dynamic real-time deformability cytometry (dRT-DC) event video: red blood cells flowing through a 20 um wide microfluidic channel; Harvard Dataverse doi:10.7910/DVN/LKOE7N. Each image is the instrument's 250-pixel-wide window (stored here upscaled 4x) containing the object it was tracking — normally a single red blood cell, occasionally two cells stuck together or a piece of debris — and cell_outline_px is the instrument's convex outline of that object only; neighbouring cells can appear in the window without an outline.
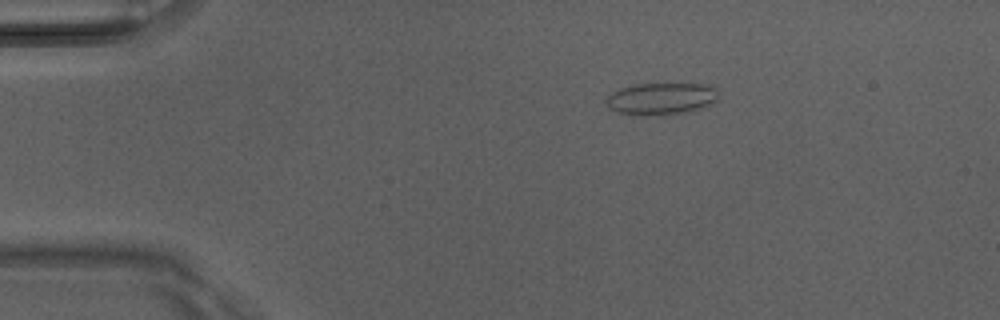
{"species": "Egyptian fruit bat (a non-hibernating species)", "species_latin": "Rousettus aegyptiacus", "temperature_condition": "room temperature", "stored_images_in_passage": 42, "camera_frame_rate_fps": 3000, "um_per_image_px": 0.085, "animal": {"sex": "male"}, "frame": {"image": 1, "passage_image": 1, "time_ms": 0.0, "image_size_px": [1000, 320], "cell_outline_px": [[720, 100], [716, 104], [692, 112], [672, 116], [636, 116], [616, 112], [608, 108], [604, 100], [612, 92], [620, 88], [636, 84], [708, 84], [716, 88]], "centroid_in_image_um": [56.26, 8.44], "position_along_channel_um": 28.7, "area_um2": 22.08}}
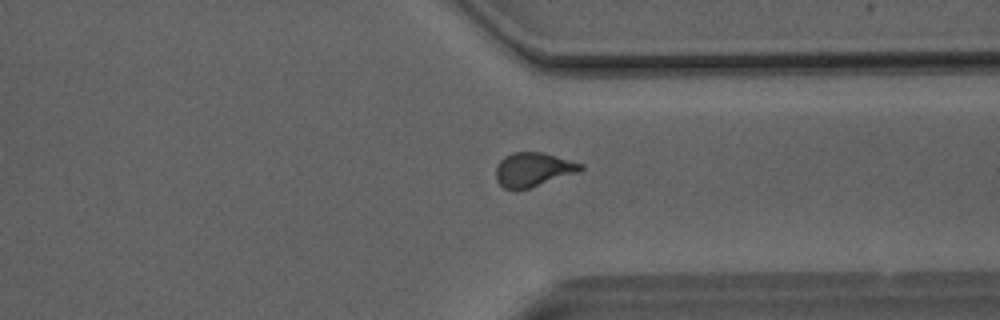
{"frame": {"image": 2, "passage_image": 30, "time_ms": 9.667, "image_size_px": [1000, 320], "cell_outline_px": [[584, 168], [580, 172], [516, 192], [512, 192], [504, 188], [496, 180], [496, 168], [500, 160], [504, 156], [512, 152], [544, 152], [584, 164]], "centroid_in_image_um": [45.32, 14.43], "position_along_channel_um": 366.1, "area_um2": 17.22}}
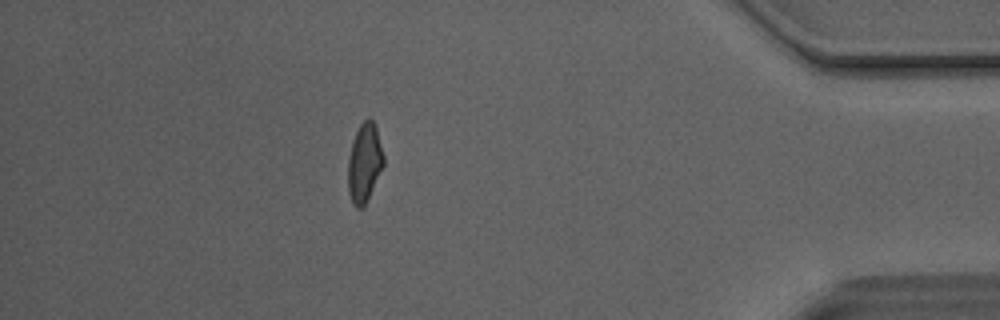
{"frame": {"image": 3, "passage_image": 36, "time_ms": 11.667, "image_size_px": [1000, 320], "cell_outline_px": [[384, 164], [368, 200], [360, 208], [356, 208], [352, 204], [348, 192], [348, 160], [352, 140], [360, 124], [368, 116], [372, 120], [376, 128], [384, 156]], "centroid_in_image_um": [30.97, 13.85], "position_along_channel_um": 404.2, "area_um2": 16.42}, "authors_computed_cell_mechanics": {"area_um2": 16.5886, "velocity_mm_per_s": 4.1393, "shape_relaxation_time_tau1_ms": 5.7011, "shape_relaxation_time_tau2_ms": 1.3443, "deformation_change_tau1": 0.1503, "deformation_change_tau2": 0.0822}}